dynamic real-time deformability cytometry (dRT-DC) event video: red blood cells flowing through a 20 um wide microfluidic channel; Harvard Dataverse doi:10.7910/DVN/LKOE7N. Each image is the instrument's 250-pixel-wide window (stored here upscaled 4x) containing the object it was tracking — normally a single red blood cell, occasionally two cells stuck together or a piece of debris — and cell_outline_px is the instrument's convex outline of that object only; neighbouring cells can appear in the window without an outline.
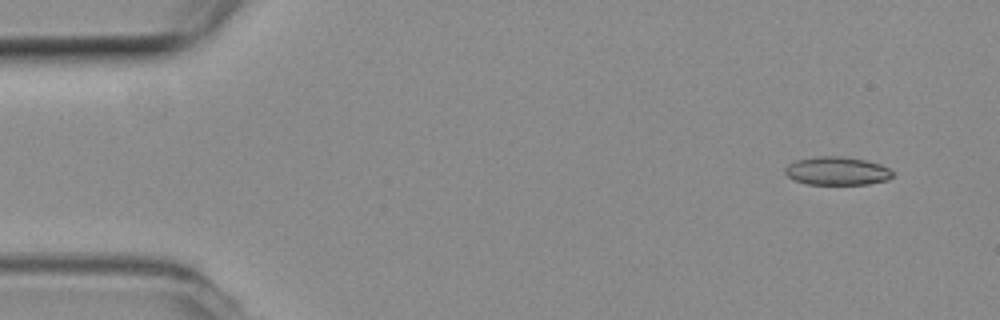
{"species": "common noctule bat (a hibernating species)", "species_latin": "Nyctalus noctula", "temperature_condition": "room temperature", "stored_images_in_passage": 8, "camera_frame_rate_fps": 3000, "um_per_image_px": 0.085, "animal": {"sex": "female", "body_mass_g": 19.3, "forearm_length_mm": 54.1}, "frame": {"image": 1, "passage_image": 1, "time_ms": 0.0, "image_size_px": [1000, 320], "cell_outline_px": [[892, 176], [888, 180], [868, 184], [808, 184], [796, 180], [788, 176], [784, 172], [784, 168], [788, 164], [796, 160], [816, 156], [840, 156], [864, 160], [880, 164], [888, 168], [892, 172]], "centroid_in_image_um": [71.13, 14.53], "position_along_channel_um": 13.9, "area_um2": 17.63}}
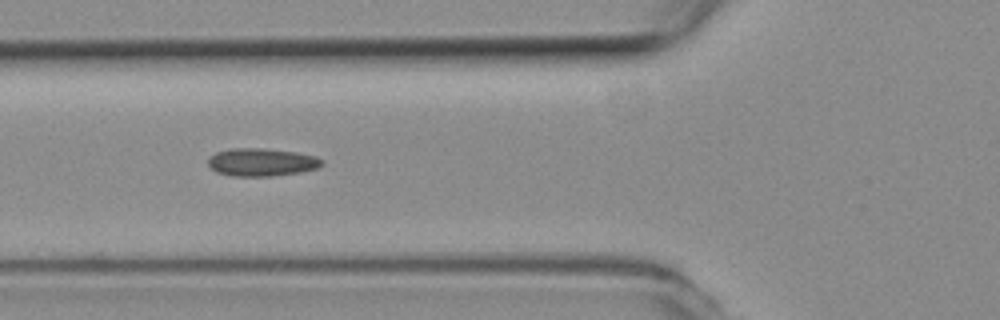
{"frame": {"image": 2, "passage_image": 5, "time_ms": 1.333, "image_size_px": [1000, 320], "cell_outline_px": [[324, 164], [320, 168], [300, 172], [272, 176], [232, 176], [216, 172], [208, 164], [208, 160], [216, 152], [232, 148], [260, 148], [296, 152], [316, 156], [324, 160]], "centroid_in_image_um": [22.29, 13.79], "position_along_channel_um": 103.5, "area_um2": 18.55}}
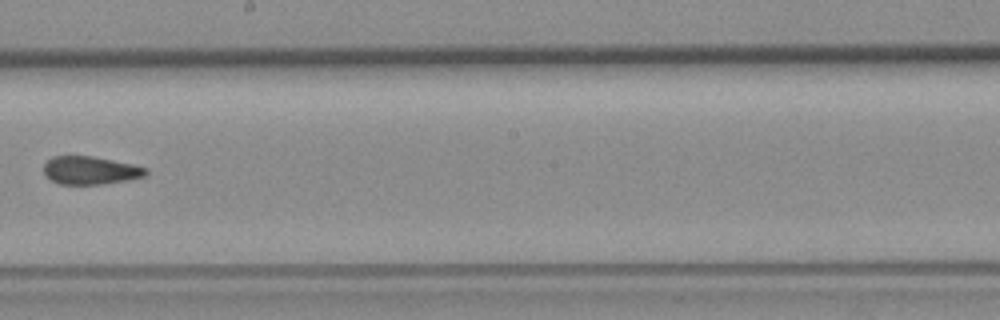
{"frame": {"image": 3, "passage_image": 8, "time_ms": 2.333, "image_size_px": [1000, 320], "cell_outline_px": [[148, 172], [144, 176], [124, 180], [100, 184], [60, 184], [52, 180], [44, 172], [44, 164], [52, 156], [92, 156], [132, 164], [148, 168]], "centroid_in_image_um": [7.67, 14.47], "position_along_channel_um": 240.5, "area_um2": 16.42}}